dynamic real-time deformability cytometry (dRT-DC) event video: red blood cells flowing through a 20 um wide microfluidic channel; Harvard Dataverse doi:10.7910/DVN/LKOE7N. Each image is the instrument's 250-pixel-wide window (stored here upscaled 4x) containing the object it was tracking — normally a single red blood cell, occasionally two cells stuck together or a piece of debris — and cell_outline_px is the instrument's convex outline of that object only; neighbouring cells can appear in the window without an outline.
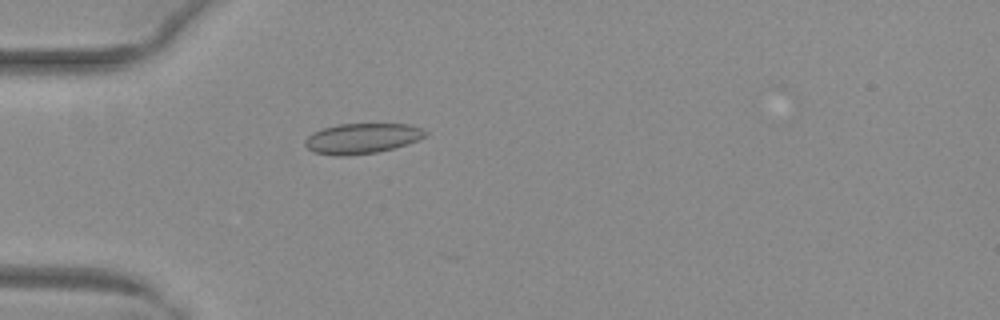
{"species": "common noctule bat (a hibernating species)", "species_latin": "Nyctalus noctula", "temperature_condition": "warm", "stored_images_in_passage": 32, "camera_frame_rate_fps": 3000, "um_per_image_px": 0.085, "animal": {"sex": "female", "body_mass_g": 29.2, "forearm_length_mm": 56.3}, "frame": {"image": 1, "passage_image": 17, "time_ms": 5.333, "image_size_px": [1000, 320], "cell_outline_px": [[428, 132], [424, 136], [416, 140], [392, 148], [376, 152], [344, 156], [336, 156], [312, 152], [304, 144], [304, 140], [312, 132], [324, 128], [340, 124], [412, 124], [424, 128]], "centroid_in_image_um": [30.74, 11.76], "position_along_channel_um": 54.3, "area_um2": 21.15}}
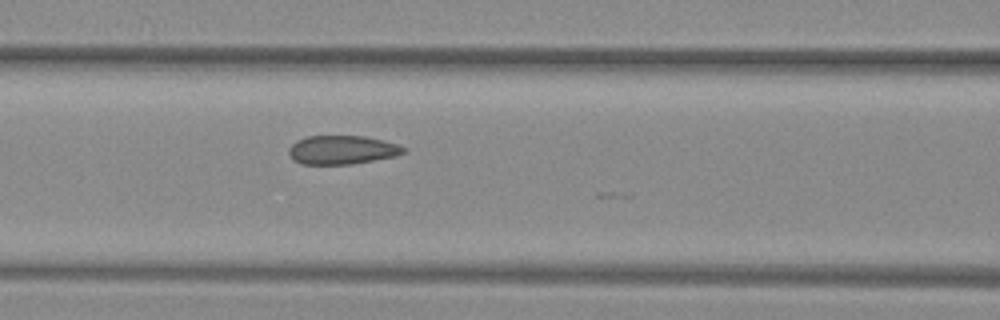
{"frame": {"image": 2, "passage_image": 24, "time_ms": 7.667, "image_size_px": [1000, 320], "cell_outline_px": [[408, 148], [404, 152], [396, 156], [352, 164], [300, 164], [292, 160], [288, 152], [288, 148], [296, 140], [308, 136], [364, 136], [384, 140]], "centroid_in_image_um": [29.05, 12.74], "position_along_channel_um": 137.5, "area_um2": 19.36}}
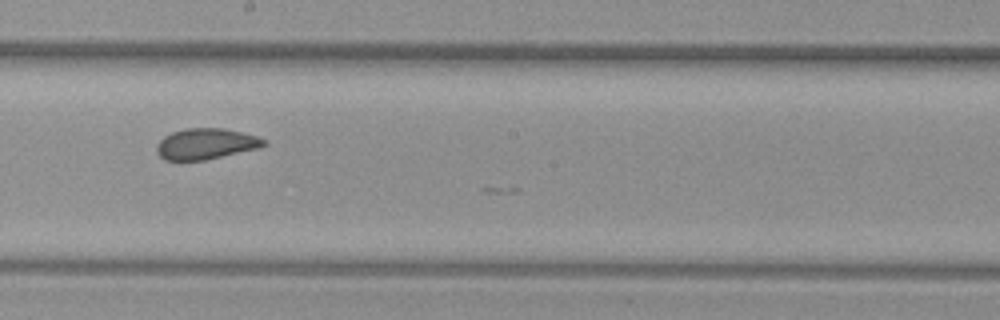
{"frame": {"image": 3, "passage_image": 31, "time_ms": 10.0, "image_size_px": [1000, 320], "cell_outline_px": [[268, 144], [260, 148], [204, 160], [164, 160], [156, 152], [156, 144], [164, 136], [172, 132], [184, 128], [224, 128], [256, 136], [268, 140]], "centroid_in_image_um": [17.51, 12.22], "position_along_channel_um": 230.7, "area_um2": 19.42}}